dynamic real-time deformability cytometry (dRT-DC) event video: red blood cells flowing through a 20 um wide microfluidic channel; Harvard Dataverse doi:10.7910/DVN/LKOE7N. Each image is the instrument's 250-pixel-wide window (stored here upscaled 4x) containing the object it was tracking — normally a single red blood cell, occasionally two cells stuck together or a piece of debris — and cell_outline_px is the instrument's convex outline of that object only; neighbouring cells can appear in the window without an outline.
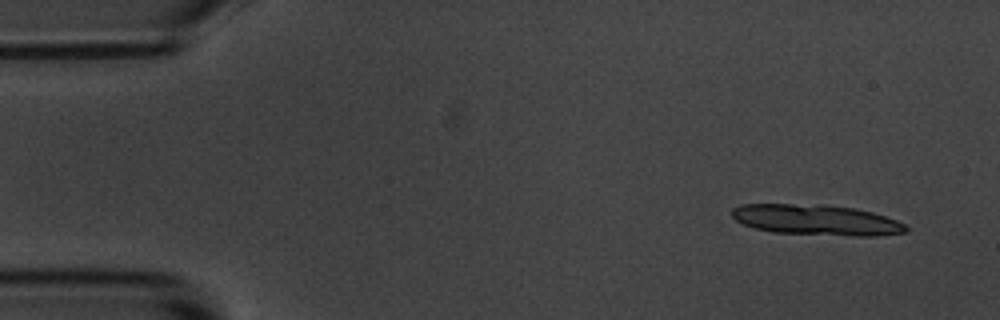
{"species": "common noctule bat (a hibernating species)", "species_latin": "Nyctalus noctula", "temperature_condition": "room temperature", "stored_images_in_passage": 6, "segment_of_instrument_passage": [1, 2], "camera_frame_rate_fps": 3000, "um_per_image_px": 0.085, "animal": {"sex": "male", "body_mass_g": 20.1, "forearm_length_mm": 53.5}, "frame": {"image": 1, "passage_image": 1, "time_ms": 0.0, "image_size_px": [1000, 320], "cell_outline_px": [[908, 232], [876, 236], [852, 236], [776, 232], [756, 228], [744, 224], [736, 220], [732, 216], [732, 208], [740, 204], [824, 204], [856, 208], [872, 212], [896, 220], [904, 224], [908, 228]], "centroid_in_image_um": [69.42, 18.68], "position_along_channel_um": 15.6, "area_um2": 31.04}}